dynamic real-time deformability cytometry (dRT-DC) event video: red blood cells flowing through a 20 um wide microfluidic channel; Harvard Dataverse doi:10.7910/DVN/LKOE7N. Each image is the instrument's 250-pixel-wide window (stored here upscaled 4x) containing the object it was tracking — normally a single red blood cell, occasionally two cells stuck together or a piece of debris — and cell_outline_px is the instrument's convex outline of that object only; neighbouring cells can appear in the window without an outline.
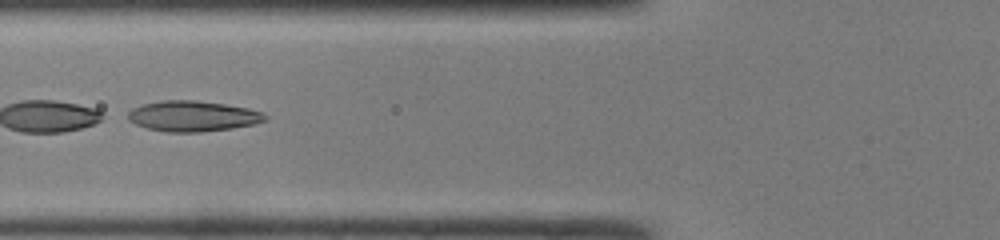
{"species": "common noctule bat (a hibernating species)", "species_latin": "Nyctalus noctula", "temperature_condition": "room temperature", "stored_images_in_passage": 47, "camera_frame_rate_fps": 3000, "um_per_image_px": 0.085, "animal": {"sex": "male", "body_mass_g": 19.0, "forearm_length_mm": 50.8}, "frame": {"image": 1, "passage_image": 19, "time_ms": 6.0, "image_size_px": [1000, 240], "cell_outline_px": [[268, 120], [256, 124], [232, 128], [200, 132], [164, 132], [148, 128], [136, 124], [128, 120], [128, 112], [132, 108], [144, 104], [160, 100], [196, 100], [224, 104], [248, 108], [264, 112], [268, 116]], "centroid_in_image_um": [16.42, 9.87], "position_along_channel_um": 109.4, "area_um2": 24.62}}
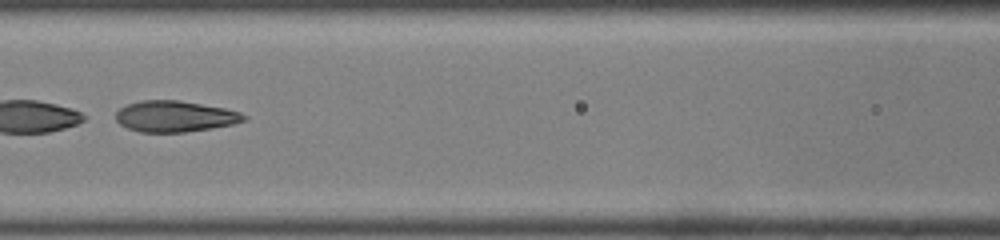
{"frame": {"image": 2, "passage_image": 22, "time_ms": 7.0, "image_size_px": [1000, 240], "cell_outline_px": [[248, 116], [244, 120], [232, 124], [212, 128], [184, 132], [140, 132], [128, 128], [120, 124], [116, 120], [116, 112], [120, 108], [128, 104], [140, 100], [180, 100], [224, 108], [240, 112]], "centroid_in_image_um": [14.85, 9.88], "position_along_channel_um": 151.7, "area_um2": 23.12}}
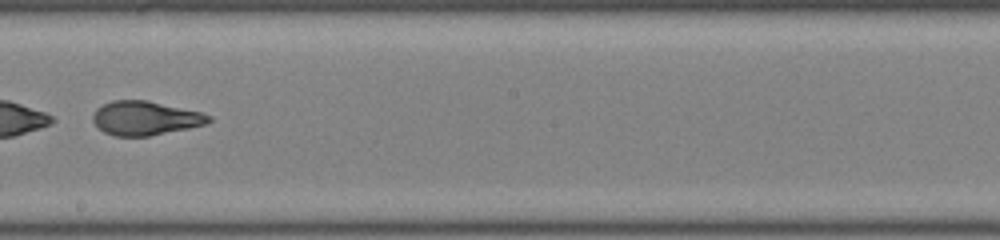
{"frame": {"image": 3, "passage_image": 28, "time_ms": 9.0, "image_size_px": [1000, 240], "cell_outline_px": [[212, 120], [204, 124], [188, 128], [148, 136], [112, 136], [104, 132], [92, 120], [92, 116], [96, 108], [112, 100], [148, 100], [200, 112], [212, 116]], "centroid_in_image_um": [12.32, 10.04], "position_along_channel_um": 235.9, "area_um2": 22.83}}